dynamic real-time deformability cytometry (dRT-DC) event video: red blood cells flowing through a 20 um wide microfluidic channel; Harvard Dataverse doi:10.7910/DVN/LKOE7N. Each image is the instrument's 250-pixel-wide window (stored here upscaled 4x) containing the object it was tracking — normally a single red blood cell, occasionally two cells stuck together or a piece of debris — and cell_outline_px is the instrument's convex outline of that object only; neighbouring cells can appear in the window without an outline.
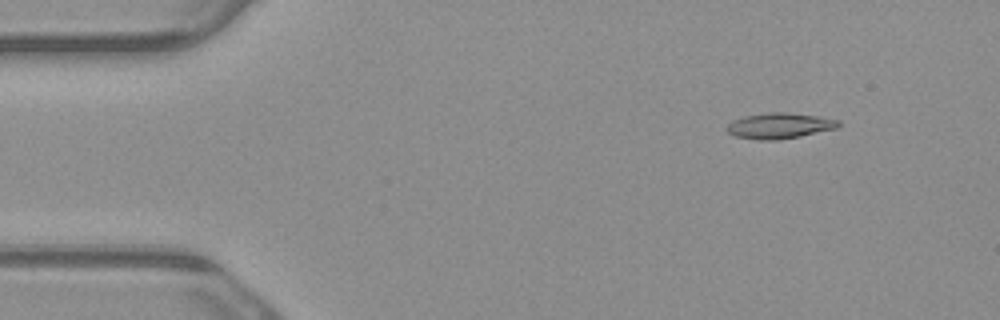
{"species": "common noctule bat (a hibernating species)", "species_latin": "Nyctalus noctula", "temperature_condition": "warm", "stored_images_in_passage": 5, "camera_frame_rate_fps": 3000, "um_per_image_px": 0.085, "animal": {"sex": "male", "body_mass_g": 23.1, "forearm_length_mm": 52.7}, "frame": {"image": 1, "passage_image": 2, "time_ms": 0.333, "image_size_px": [1000, 320], "cell_outline_px": [[840, 124], [836, 128], [800, 136], [776, 140], [760, 140], [736, 136], [728, 132], [724, 128], [732, 120], [744, 116], [768, 112], [788, 112], [820, 116], [840, 120]], "centroid_in_image_um": [66.25, 10.67], "position_along_channel_um": 18.8, "area_um2": 16.76}}
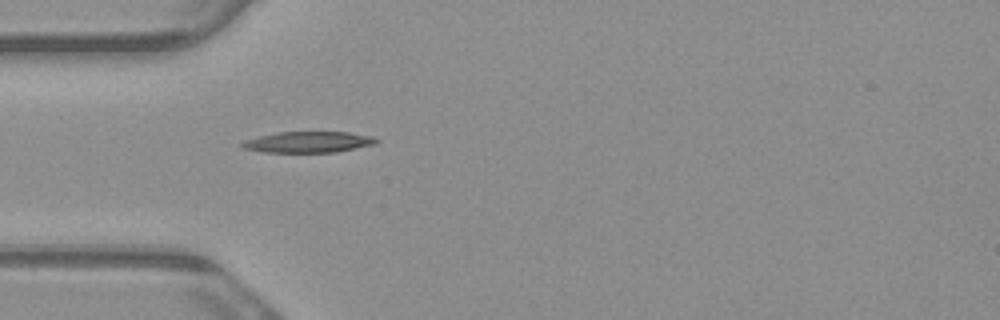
{"frame": {"image": 2, "passage_image": 5, "time_ms": 1.333, "image_size_px": [1000, 320], "cell_outline_px": [[380, 140], [376, 144], [336, 152], [264, 152], [244, 148], [240, 144], [248, 140], [260, 136], [276, 132], [348, 132], [372, 136]], "centroid_in_image_um": [26.27, 12.07], "position_along_channel_um": 58.7, "area_um2": 16.3}}